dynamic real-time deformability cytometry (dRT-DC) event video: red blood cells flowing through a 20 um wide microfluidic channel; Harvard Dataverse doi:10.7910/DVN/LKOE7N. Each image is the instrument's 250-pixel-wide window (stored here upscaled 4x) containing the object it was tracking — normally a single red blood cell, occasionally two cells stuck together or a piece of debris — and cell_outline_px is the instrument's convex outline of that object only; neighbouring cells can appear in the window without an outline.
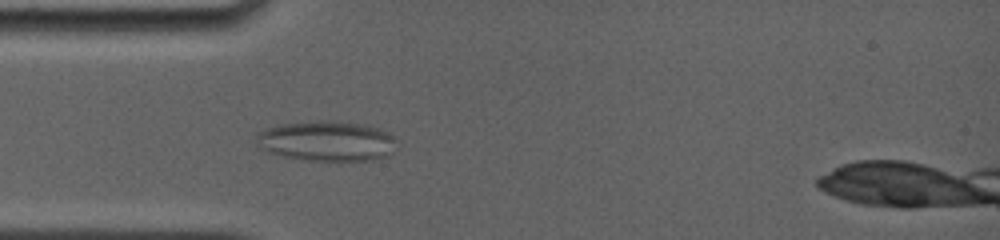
{"species": "common noctule bat (a hibernating species)", "species_latin": "Nyctalus noctula", "temperature_condition": "room temperature", "stored_images_in_passage": 31, "camera_frame_rate_fps": 4000, "um_per_image_px": 0.085, "animal": {"sex": "female", "body_mass_g": 19.0, "forearm_length_mm": 56.7}, "frame": {"image": 1, "passage_image": 3, "time_ms": 0.75, "image_size_px": [1000, 240], "cell_outline_px": [[396, 140], [392, 152], [388, 156], [372, 160], [312, 160], [284, 156], [268, 152], [256, 140], [256, 136], [260, 132], [268, 128], [284, 124], [320, 120], [336, 120], [364, 124], [384, 128], [396, 136]], "centroid_in_image_um": [27.89, 11.96], "position_along_channel_um": 57.1, "area_um2": 32.83}}
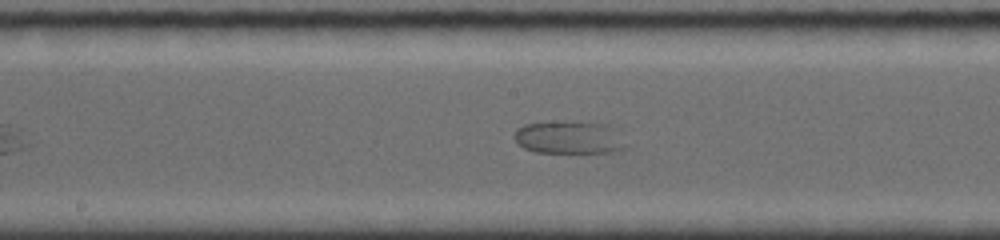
{"frame": {"image": 2, "passage_image": 14, "time_ms": 4.75, "image_size_px": [1000, 240], "cell_outline_px": [[624, 148], [612, 152], [536, 152], [524, 148], [516, 140], [516, 128], [524, 124], [552, 120], [564, 120], [608, 124], [616, 128], [624, 144]], "centroid_in_image_um": [48.36, 11.64], "position_along_channel_um": 199.8, "area_um2": 21.5}}
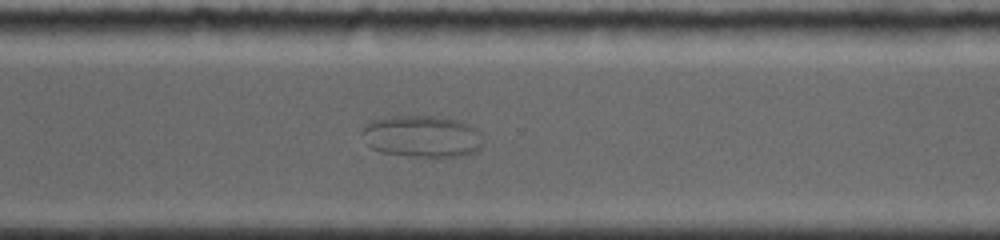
{"frame": {"image": 3, "passage_image": 25, "time_ms": 8.5, "image_size_px": [1000, 240], "cell_outline_px": [[480, 144], [476, 152], [464, 156], [408, 156], [380, 152], [372, 148], [368, 144], [360, 132], [368, 124], [376, 120], [392, 116], [436, 116], [456, 120], [468, 124], [476, 128], [480, 132]], "centroid_in_image_um": [35.87, 11.6], "position_along_channel_um": 334.7, "area_um2": 29.13}}